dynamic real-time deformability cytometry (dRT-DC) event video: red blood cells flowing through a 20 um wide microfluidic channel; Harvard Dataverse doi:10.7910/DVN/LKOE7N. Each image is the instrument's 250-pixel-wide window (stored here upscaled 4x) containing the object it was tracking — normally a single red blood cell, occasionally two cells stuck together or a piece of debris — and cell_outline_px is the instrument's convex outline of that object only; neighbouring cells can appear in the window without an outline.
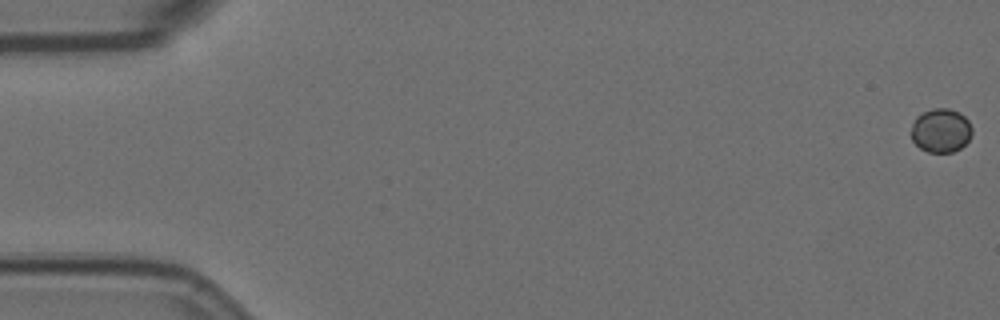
{"species": "Egyptian fruit bat (a non-hibernating species)", "species_latin": "Rousettus aegyptiacus", "temperature_condition": "room temperature", "stored_images_in_passage": 59, "camera_frame_rate_fps": 3000, "um_per_image_px": 0.085, "animal": {"sex": "female"}, "frame": {"image": 1, "passage_image": 1, "time_ms": 0.0, "image_size_px": [1000, 320], "cell_outline_px": [[972, 136], [960, 148], [952, 152], [928, 152], [920, 148], [912, 140], [912, 124], [916, 116], [932, 108], [948, 108], [960, 112], [968, 120], [972, 128]], "centroid_in_image_um": [79.98, 11.08], "position_along_channel_um": 5.0, "area_um2": 15.61}}
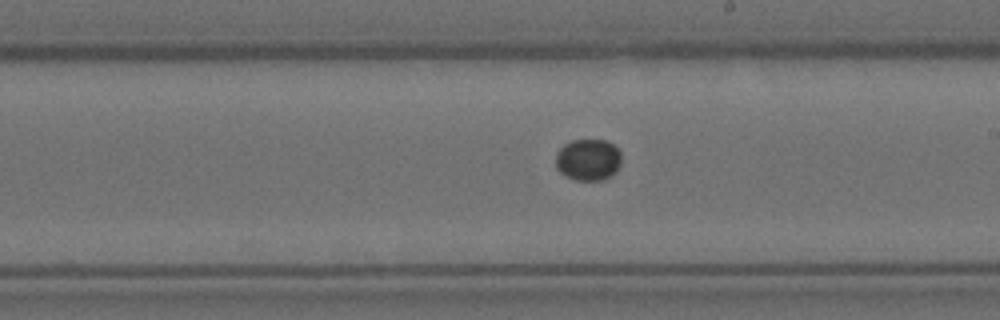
{"frame": {"image": 2, "passage_image": 34, "time_ms": 11.0, "image_size_px": [1000, 320], "cell_outline_px": [[620, 164], [616, 172], [600, 180], [576, 180], [564, 176], [556, 168], [556, 152], [564, 144], [572, 140], [608, 140], [620, 152]], "centroid_in_image_um": [49.96, 13.57], "position_along_channel_um": 239.0, "area_um2": 15.95}}
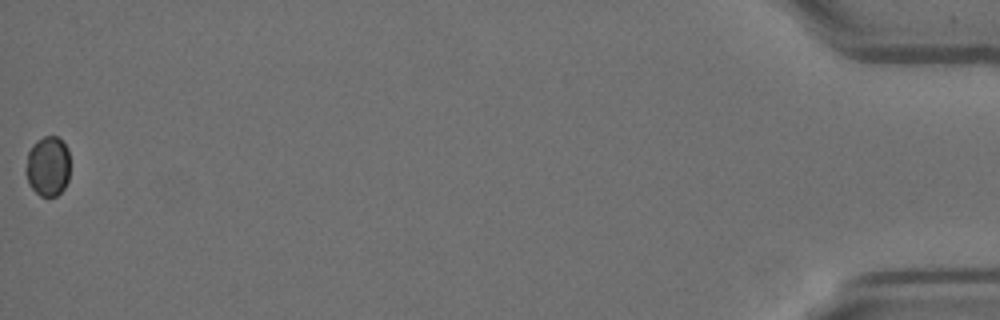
{"frame": {"image": 3, "passage_image": 59, "time_ms": 19.333, "image_size_px": [1000, 320], "cell_outline_px": [[68, 180], [64, 188], [56, 196], [40, 196], [28, 184], [24, 172], [28, 152], [32, 144], [36, 140], [44, 136], [56, 136], [68, 148]], "centroid_in_image_um": [4.03, 14.13], "position_along_channel_um": 431.2, "area_um2": 15.55}}